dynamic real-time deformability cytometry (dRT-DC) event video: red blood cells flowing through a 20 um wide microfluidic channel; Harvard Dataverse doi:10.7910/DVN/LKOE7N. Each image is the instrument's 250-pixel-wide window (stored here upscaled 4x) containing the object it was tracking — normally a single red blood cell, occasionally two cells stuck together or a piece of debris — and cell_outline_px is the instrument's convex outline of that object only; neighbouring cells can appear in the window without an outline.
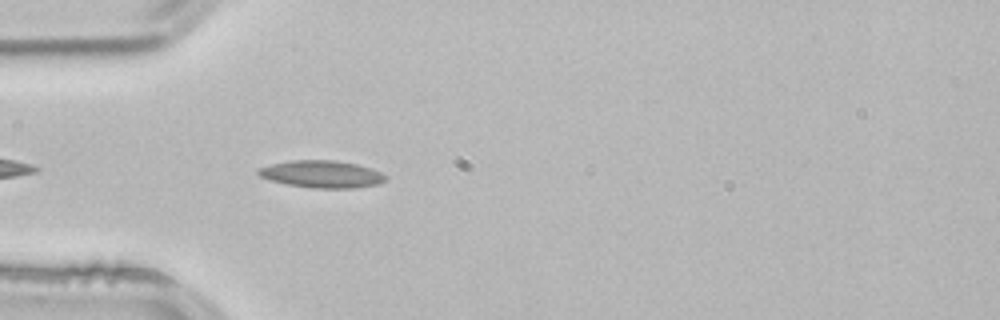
{"species": "common noctule bat (a hibernating species)", "species_latin": "Nyctalus noctula", "temperature_condition": "room temperature", "stored_images_in_passage": 3, "camera_frame_rate_fps": 3000, "um_per_image_px": 0.085, "animal": {"sex": "male", "body_mass_g": 21.5, "forearm_length_mm": 52.0}, "frame": {"image": 1, "passage_image": 3, "time_ms": 0.667, "image_size_px": [1000, 320], "cell_outline_px": [[388, 180], [376, 184], [356, 188], [312, 188], [288, 184], [268, 180], [260, 176], [256, 172], [256, 168], [288, 160], [336, 160], [356, 164], [372, 168], [388, 176]], "centroid_in_image_um": [27.35, 14.8], "position_along_channel_um": 57.7, "area_um2": 20.4}}